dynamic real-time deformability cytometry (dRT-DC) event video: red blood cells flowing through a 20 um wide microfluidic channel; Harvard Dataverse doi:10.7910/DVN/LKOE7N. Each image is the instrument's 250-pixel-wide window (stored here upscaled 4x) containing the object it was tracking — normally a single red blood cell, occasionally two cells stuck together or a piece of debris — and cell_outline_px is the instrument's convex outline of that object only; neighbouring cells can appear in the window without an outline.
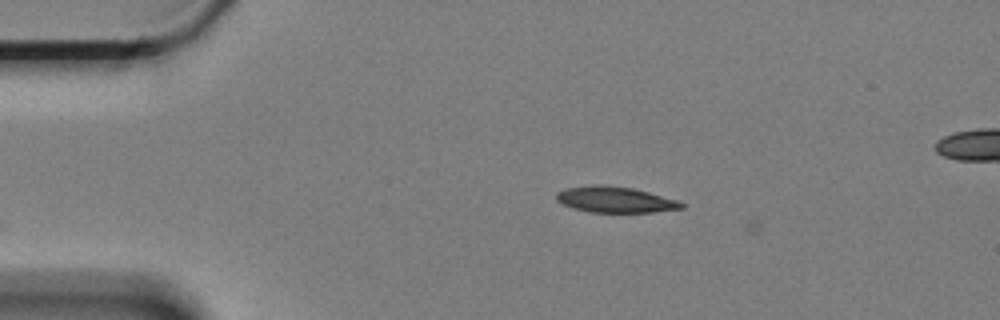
{"species": "Egyptian fruit bat (a non-hibernating species)", "species_latin": "Rousettus aegyptiacus", "temperature_condition": "cold", "stored_images_in_passage": 5, "camera_frame_rate_fps": 3000, "um_per_image_px": 0.085, "animal": {"sex": "female"}, "frame": {"image": 1, "passage_image": 4, "time_ms": 1.0, "image_size_px": [1000, 320], "cell_outline_px": [[684, 208], [652, 212], [588, 212], [564, 204], [556, 200], [556, 192], [568, 188], [632, 188], [648, 192], [676, 200], [684, 204]], "centroid_in_image_um": [52.35, 17.03], "position_along_channel_um": 32.6, "area_um2": 17.63}}